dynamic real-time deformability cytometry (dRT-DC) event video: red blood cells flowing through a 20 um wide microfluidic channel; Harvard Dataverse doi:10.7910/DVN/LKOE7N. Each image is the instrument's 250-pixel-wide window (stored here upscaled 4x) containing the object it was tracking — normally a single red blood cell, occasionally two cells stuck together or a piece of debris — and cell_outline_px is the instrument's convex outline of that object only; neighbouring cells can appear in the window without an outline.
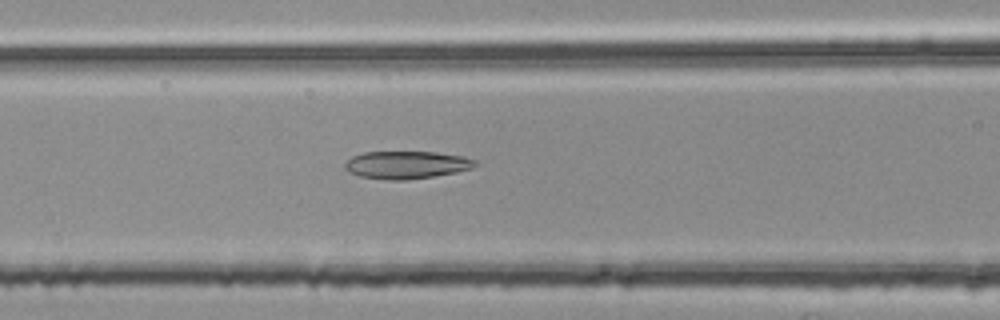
{"species": "common noctule bat (a hibernating species)", "species_latin": "Nyctalus noctula", "temperature_condition": "room temperature", "stored_images_in_passage": 34, "camera_frame_rate_fps": 3000, "um_per_image_px": 0.085, "animal": {"sex": "female", "body_mass_g": 25.1}, "frame": {"image": 1, "passage_image": 8, "time_ms": 2.333, "image_size_px": [1000, 320], "cell_outline_px": [[476, 164], [472, 168], [456, 172], [432, 176], [404, 180], [388, 180], [360, 176], [348, 172], [344, 168], [344, 164], [352, 156], [364, 152], [436, 152], [460, 156], [476, 160]], "centroid_in_image_um": [34.51, 14.01], "position_along_channel_um": 132.1, "area_um2": 20.81}}
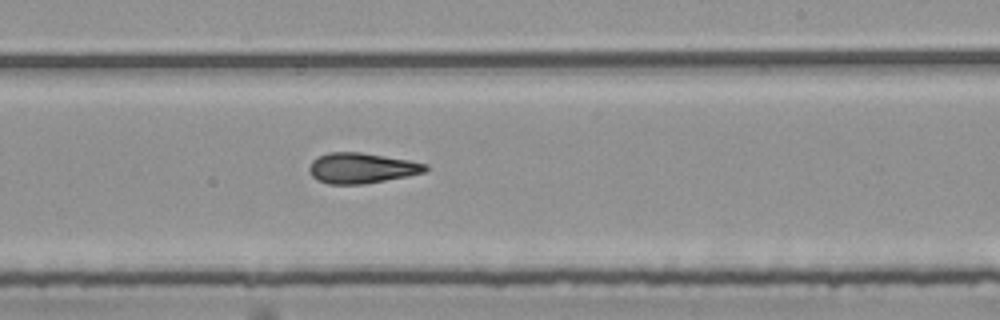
{"frame": {"image": 2, "passage_image": 18, "time_ms": 5.667, "image_size_px": [1000, 320], "cell_outline_px": [[428, 168], [424, 172], [408, 176], [364, 184], [328, 184], [316, 180], [312, 176], [308, 168], [312, 160], [328, 152], [360, 152], [408, 160], [428, 164]], "centroid_in_image_um": [30.71, 14.29], "position_along_channel_um": 258.3, "area_um2": 20.58}}
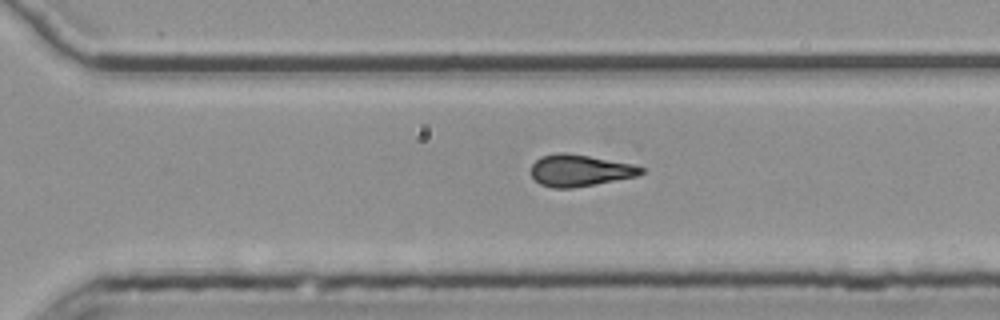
{"frame": {"image": 3, "passage_image": 23, "time_ms": 7.333, "image_size_px": [1000, 320], "cell_outline_px": [[644, 172], [636, 176], [596, 184], [572, 188], [552, 188], [540, 184], [532, 176], [532, 164], [540, 156], [556, 152], [564, 152], [588, 156], [632, 164], [644, 168]], "centroid_in_image_um": [49.26, 14.49], "position_along_channel_um": 321.3, "area_um2": 20.23}, "authors_computed_cell_mechanics": {"area_um2": 20.7213, "velocity_mm_per_s": 3.7938, "shape_relaxation_time_tau1_ms": 9.2435, "shape_relaxation_time_tau2_ms": 2.4888, "deformation_change_tau1": 0.2137, "deformation_change_tau2": 0.1091}}